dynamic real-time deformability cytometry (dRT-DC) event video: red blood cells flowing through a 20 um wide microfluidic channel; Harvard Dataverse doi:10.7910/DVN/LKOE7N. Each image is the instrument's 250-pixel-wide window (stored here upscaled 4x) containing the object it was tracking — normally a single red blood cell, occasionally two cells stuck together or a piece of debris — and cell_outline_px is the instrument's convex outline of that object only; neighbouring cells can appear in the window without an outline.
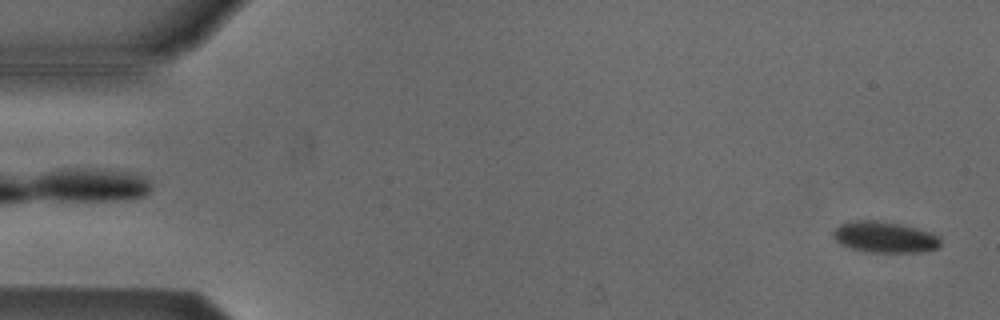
{"species": "Egyptian fruit bat (a non-hibernating species)", "species_latin": "Rousettus aegyptiacus", "temperature_condition": "cold", "stored_images_in_passage": 53, "camera_frame_rate_fps": 3000, "um_per_image_px": 0.085, "animal": {"sex": "male"}, "frame": {"image": 1, "passage_image": 1, "time_ms": 0.0, "image_size_px": [1000, 320], "cell_outline_px": [[940, 244], [936, 248], [920, 252], [864, 252], [840, 244], [832, 236], [832, 232], [840, 224], [848, 220], [876, 220], [900, 224], [916, 228], [928, 232], [936, 236], [940, 240]], "centroid_in_image_um": [75.12, 20.15], "position_along_channel_um": 9.9, "area_um2": 19.36}}
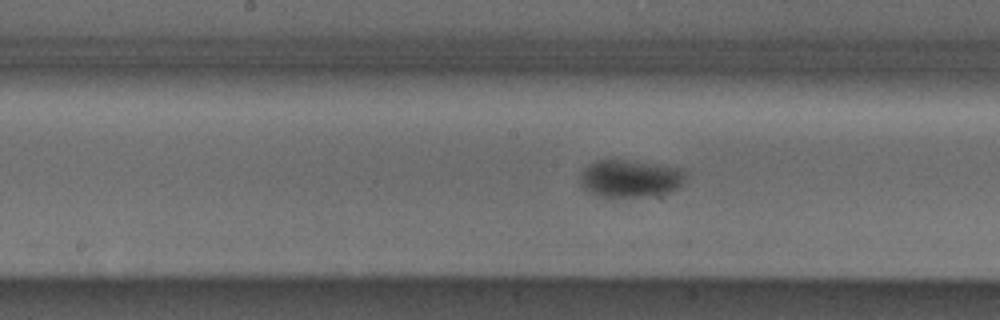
{"frame": {"image": 2, "passage_image": 26, "time_ms": 8.333, "image_size_px": [1000, 320], "cell_outline_px": [[684, 184], [672, 192], [648, 196], [600, 196], [584, 188], [580, 184], [580, 176], [584, 168], [588, 164], [596, 160], [628, 160], [684, 168]], "centroid_in_image_um": [53.6, 15.16], "position_along_channel_um": 194.6, "area_um2": 23.0}}
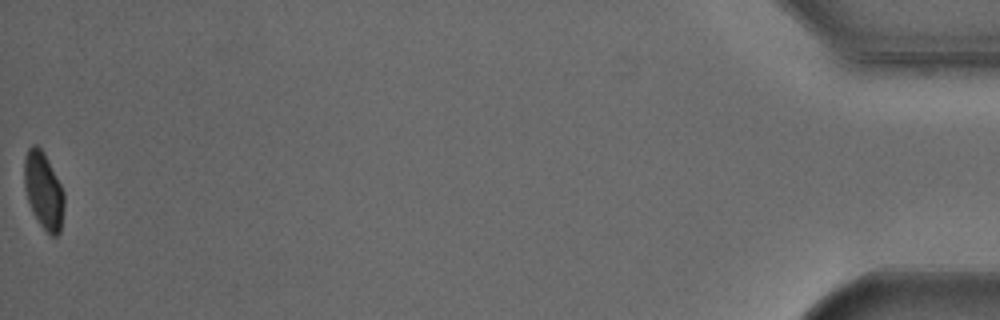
{"frame": {"image": 3, "passage_image": 53, "time_ms": 17.333, "image_size_px": [1000, 320], "cell_outline_px": [[64, 208], [60, 232], [56, 236], [52, 236], [40, 224], [28, 200], [24, 184], [24, 160], [28, 148], [32, 144], [36, 144], [44, 152], [64, 192]], "centroid_in_image_um": [3.71, 16.17], "position_along_channel_um": 431.5, "area_um2": 17.57}, "authors_computed_cell_mechanics": {"area_um2": 20.6924, "velocity_mm_per_s": 3.7888, "shape_relaxation_time_tau1_ms": 3.1364, "shape_relaxation_time_tau2_ms": null, "deformation_change_tau1": 0.0761, "deformation_change_tau2": null}}